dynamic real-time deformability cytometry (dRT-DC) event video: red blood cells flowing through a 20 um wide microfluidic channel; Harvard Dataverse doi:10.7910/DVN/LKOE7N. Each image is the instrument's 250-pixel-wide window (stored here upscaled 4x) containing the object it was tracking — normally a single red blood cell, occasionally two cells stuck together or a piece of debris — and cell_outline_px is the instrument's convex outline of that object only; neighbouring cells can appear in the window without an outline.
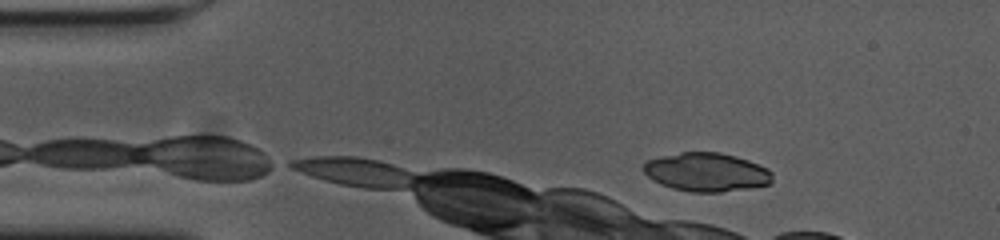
{"species": "common noctule bat (a hibernating species)", "species_latin": "Nyctalus noctula", "temperature_condition": "cold", "stored_images_in_passage": 5, "camera_frame_rate_fps": 3000, "um_per_image_px": 0.085, "animal": {"sex": "female", "body_mass_g": 23.0, "forearm_length_mm": 53.4}, "frame": {"image": 1, "passage_image": 2, "time_ms": 0.333, "image_size_px": [1000, 240], "cell_outline_px": [[772, 184], [752, 188], [720, 192], [692, 192], [672, 188], [660, 184], [652, 180], [640, 168], [648, 160], [680, 152], [720, 152], [736, 156], [748, 160], [768, 168], [772, 172]], "centroid_in_image_um": [60.08, 14.64], "position_along_channel_um": 24.9, "area_um2": 29.25}}